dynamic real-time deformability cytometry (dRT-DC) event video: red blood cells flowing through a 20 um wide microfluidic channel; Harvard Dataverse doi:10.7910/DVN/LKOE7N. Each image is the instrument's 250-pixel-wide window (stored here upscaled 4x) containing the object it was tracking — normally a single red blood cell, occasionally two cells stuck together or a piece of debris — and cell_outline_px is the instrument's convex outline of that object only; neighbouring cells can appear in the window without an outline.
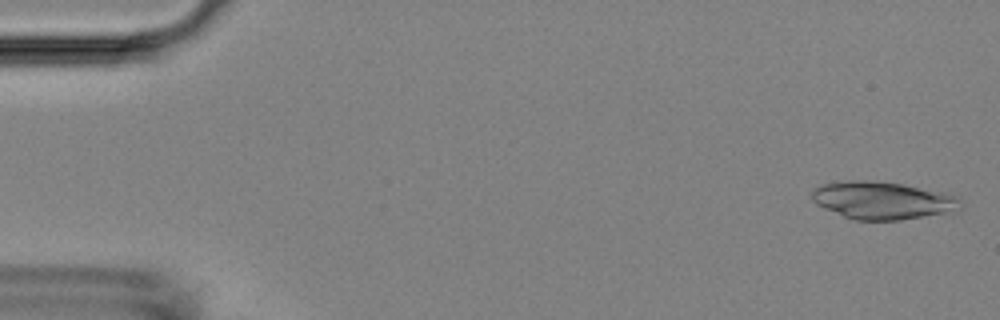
{"species": "Egyptian fruit bat (a non-hibernating species)", "species_latin": "Rousettus aegyptiacus", "temperature_condition": "room temperature", "stored_images_in_passage": 5, "camera_frame_rate_fps": 3000, "um_per_image_px": 0.085, "animal": {"sex": "female"}, "frame": {"image": 1, "passage_image": 1, "time_ms": 0.0, "image_size_px": [1000, 320], "cell_outline_px": [[956, 200], [952, 212], [900, 220], [856, 220], [844, 216], [824, 208], [816, 204], [812, 200], [812, 188], [824, 184], [848, 180], [876, 180], [904, 184], [940, 192], [956, 196]], "centroid_in_image_um": [74.9, 17.02], "position_along_channel_um": 10.1, "area_um2": 32.08}}
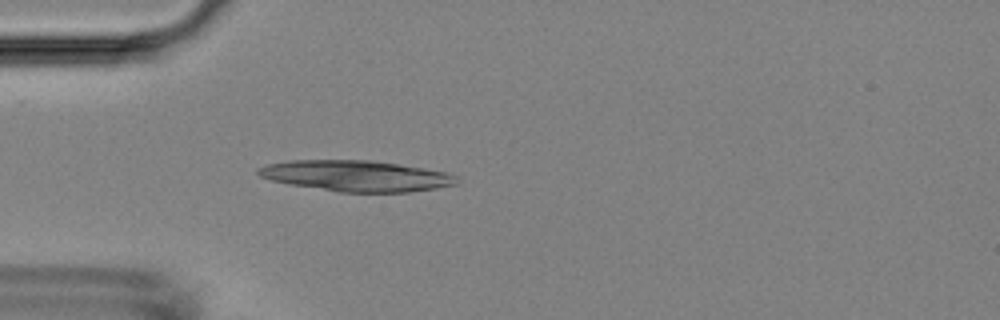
{"frame": {"image": 2, "passage_image": 5, "time_ms": 1.333, "image_size_px": [1000, 320], "cell_outline_px": [[460, 184], [436, 188], [408, 192], [340, 192], [292, 184], [272, 180], [260, 176], [256, 172], [256, 168], [268, 164], [288, 160], [372, 160], [424, 168], [448, 172], [456, 176]], "centroid_in_image_um": [30.32, 14.94], "position_along_channel_um": 54.7, "area_um2": 35.72}}